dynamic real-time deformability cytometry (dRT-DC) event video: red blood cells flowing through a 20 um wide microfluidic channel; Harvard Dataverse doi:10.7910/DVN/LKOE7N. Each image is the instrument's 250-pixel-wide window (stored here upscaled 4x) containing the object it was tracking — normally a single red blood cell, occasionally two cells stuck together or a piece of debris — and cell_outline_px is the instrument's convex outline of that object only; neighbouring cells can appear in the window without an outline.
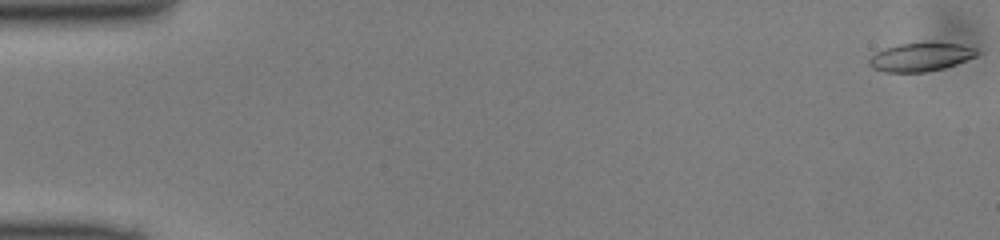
{"species": "common noctule bat (a hibernating species)", "species_latin": "Nyctalus noctula", "temperature_condition": "cold", "stored_images_in_passage": 50, "camera_frame_rate_fps": 3000, "um_per_image_px": 0.085, "animal": {"sex": "male", "body_mass_g": 13.0, "forearm_length_mm": 53.1}, "frame": {"image": 1, "passage_image": 1, "time_ms": 0.0, "image_size_px": [1000, 240], "cell_outline_px": [[980, 52], [976, 56], [956, 64], [944, 68], [924, 72], [884, 72], [872, 68], [868, 64], [868, 60], [876, 52], [884, 48], [900, 44], [964, 44], [976, 48]], "centroid_in_image_um": [78.25, 4.87], "position_along_channel_um": 6.8, "area_um2": 17.63}}
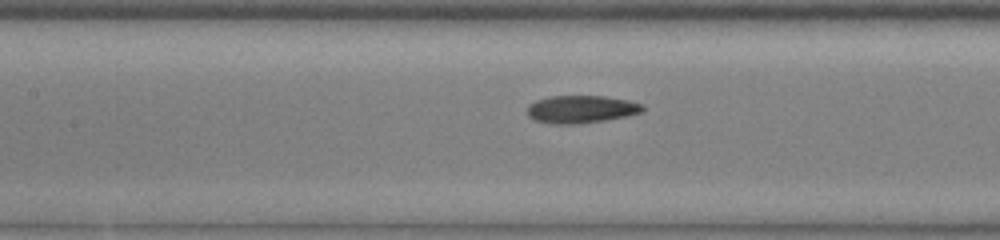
{"frame": {"image": 2, "passage_image": 23, "time_ms": 7.333, "image_size_px": [1000, 240], "cell_outline_px": [[644, 108], [640, 112], [624, 116], [604, 120], [576, 124], [552, 124], [536, 120], [528, 116], [528, 104], [536, 100], [552, 96], [604, 96], [628, 100], [644, 104]], "centroid_in_image_um": [49.38, 9.28], "position_along_channel_um": 158.0, "area_um2": 18.44}}
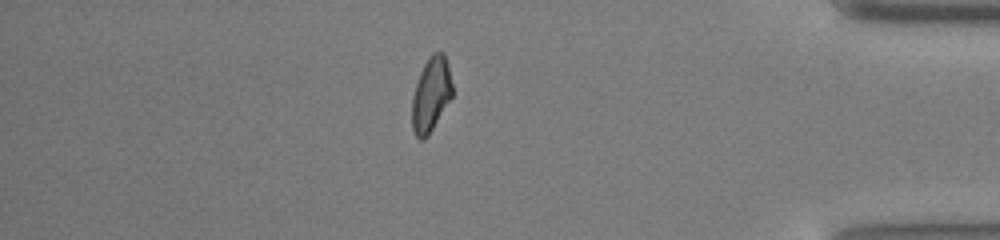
{"frame": {"image": 3, "passage_image": 43, "time_ms": 14.0, "image_size_px": [1000, 240], "cell_outline_px": [[452, 96], [428, 136], [424, 140], [420, 140], [416, 136], [412, 128], [412, 96], [420, 72], [428, 56], [432, 52], [444, 52], [448, 64], [452, 84]], "centroid_in_image_um": [36.63, 8.02], "position_along_channel_um": 398.6, "area_um2": 17.51}}